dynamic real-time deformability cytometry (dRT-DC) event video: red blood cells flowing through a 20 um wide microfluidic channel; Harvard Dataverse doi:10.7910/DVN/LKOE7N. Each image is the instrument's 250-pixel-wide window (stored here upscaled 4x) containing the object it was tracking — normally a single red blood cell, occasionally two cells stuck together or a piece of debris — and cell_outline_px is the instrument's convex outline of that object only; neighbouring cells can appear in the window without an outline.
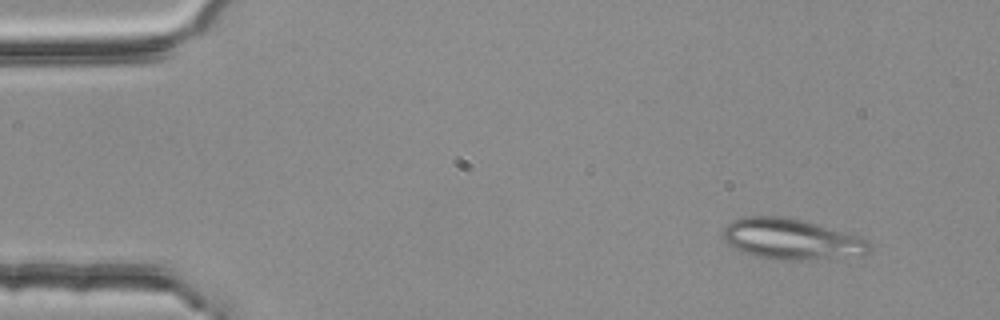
{"species": "common noctule bat (a hibernating species)", "species_latin": "Nyctalus noctula", "temperature_condition": "room temperature", "stored_images_in_passage": 3, "camera_frame_rate_fps": 3000, "um_per_image_px": 0.085, "animal": {"sex": "female", "body_mass_g": 25.1}, "frame": {"image": 1, "passage_image": 1, "time_ms": 0.0, "image_size_px": [1000, 320], "cell_outline_px": [[872, 252], [864, 256], [836, 260], [772, 260], [740, 252], [732, 248], [724, 240], [724, 228], [732, 220], [744, 216], [788, 216], [868, 240], [872, 244]], "centroid_in_image_um": [67.32, 20.37], "position_along_channel_um": 17.7, "area_um2": 35.55}}